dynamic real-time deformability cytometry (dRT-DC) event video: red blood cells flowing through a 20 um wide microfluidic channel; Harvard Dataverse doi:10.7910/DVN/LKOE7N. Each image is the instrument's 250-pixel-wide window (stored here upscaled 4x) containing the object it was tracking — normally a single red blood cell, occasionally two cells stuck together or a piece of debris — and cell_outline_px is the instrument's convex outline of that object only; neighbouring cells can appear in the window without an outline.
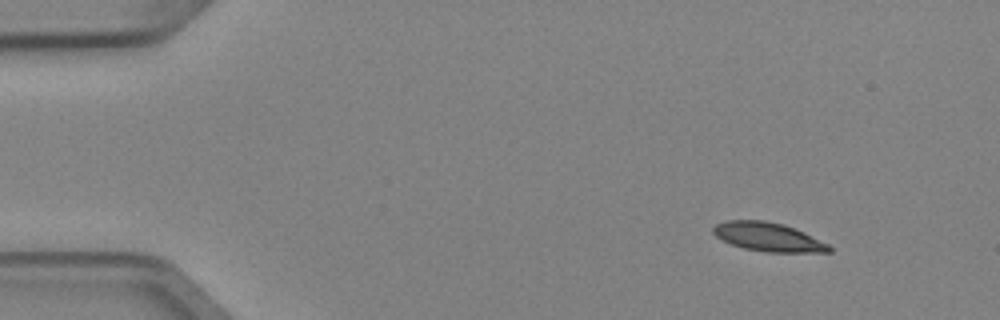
{"species": "Egyptian fruit bat (a non-hibernating species)", "species_latin": "Rousettus aegyptiacus", "temperature_condition": "cold", "stored_images_in_passage": 3, "camera_frame_rate_fps": 3000, "um_per_image_px": 0.085, "animal": {"sex": "female"}, "frame": {"image": 1, "passage_image": 1, "time_ms": 0.0, "image_size_px": [1000, 320], "cell_outline_px": [[832, 252], [768, 252], [744, 248], [732, 244], [716, 236], [712, 232], [712, 228], [716, 224], [724, 220], [764, 220], [784, 224], [804, 232], [828, 244], [832, 248]], "centroid_in_image_um": [65.29, 20.13], "position_along_channel_um": 19.7, "area_um2": 19.36}}
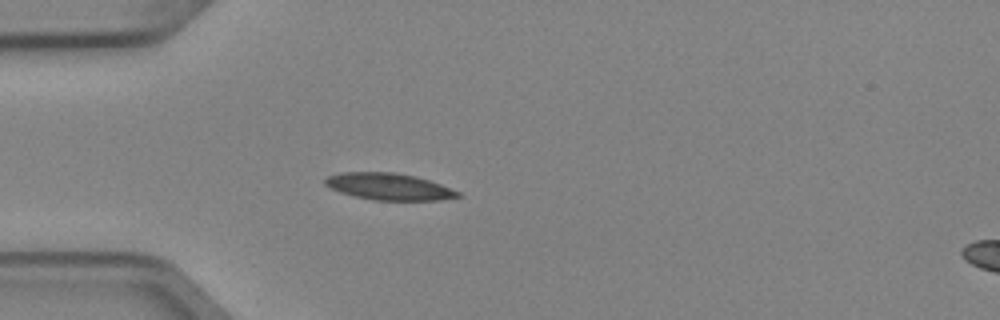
{"frame": {"image": 2, "passage_image": 3, "time_ms": 0.667, "image_size_px": [1000, 320], "cell_outline_px": [[464, 196], [440, 200], [376, 200], [356, 196], [340, 192], [324, 184], [324, 180], [328, 176], [340, 172], [396, 172], [416, 176], [440, 184], [460, 192]], "centroid_in_image_um": [33.08, 15.85], "position_along_channel_um": 51.9, "area_um2": 20.63}}